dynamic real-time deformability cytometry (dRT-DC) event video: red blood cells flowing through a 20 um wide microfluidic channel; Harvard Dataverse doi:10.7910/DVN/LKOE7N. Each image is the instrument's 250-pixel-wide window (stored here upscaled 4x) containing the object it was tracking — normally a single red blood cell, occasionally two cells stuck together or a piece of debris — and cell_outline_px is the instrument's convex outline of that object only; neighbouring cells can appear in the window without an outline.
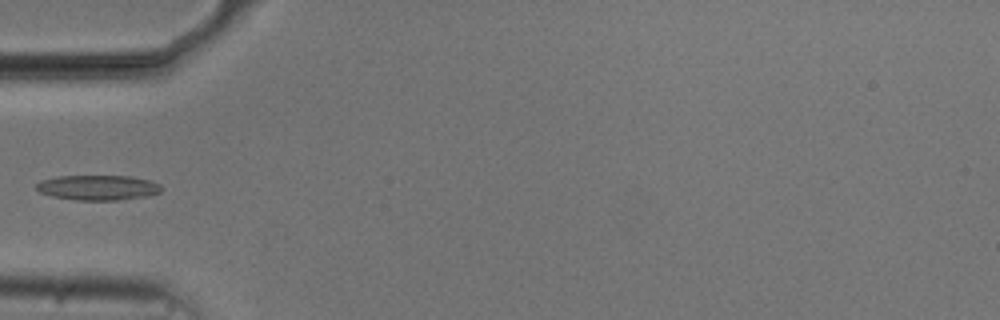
{"species": "common noctule bat (a hibernating species)", "species_latin": "Nyctalus noctula", "temperature_condition": "cold", "stored_images_in_passage": 6, "camera_frame_rate_fps": 3000, "um_per_image_px": 0.085, "animal": {"sex": "male", "body_mass_g": 20.5, "forearm_length_mm": 52.5}, "frame": {"image": 1, "passage_image": 1, "time_ms": 0.0, "image_size_px": [1000, 320], "cell_outline_px": [[160, 192], [148, 196], [120, 200], [76, 200], [52, 196], [40, 192], [36, 188], [36, 184], [40, 180], [56, 176], [132, 176], [148, 180], [160, 184]], "centroid_in_image_um": [8.31, 15.94], "position_along_channel_um": 76.7, "area_um2": 18.26}}
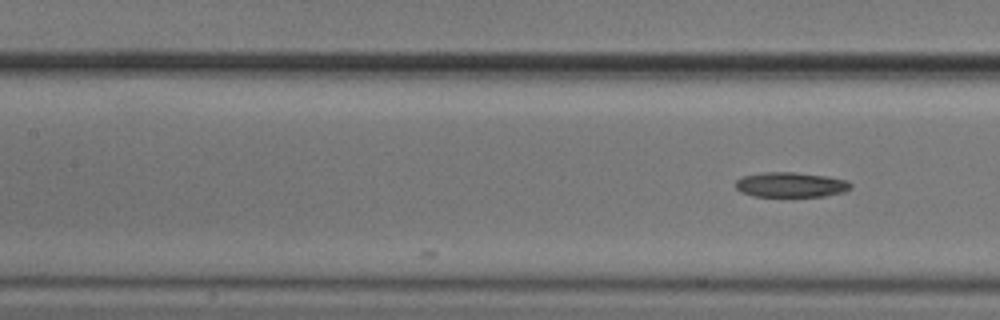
{"frame": {"image": 2, "passage_image": 6, "time_ms": 1.667, "image_size_px": [1000, 320], "cell_outline_px": [[852, 188], [844, 192], [824, 196], [752, 196], [740, 192], [736, 188], [736, 180], [744, 176], [764, 172], [796, 172], [828, 176], [848, 180], [852, 184]], "centroid_in_image_um": [67.25, 15.7], "position_along_channel_um": 140.2, "area_um2": 16.88}}